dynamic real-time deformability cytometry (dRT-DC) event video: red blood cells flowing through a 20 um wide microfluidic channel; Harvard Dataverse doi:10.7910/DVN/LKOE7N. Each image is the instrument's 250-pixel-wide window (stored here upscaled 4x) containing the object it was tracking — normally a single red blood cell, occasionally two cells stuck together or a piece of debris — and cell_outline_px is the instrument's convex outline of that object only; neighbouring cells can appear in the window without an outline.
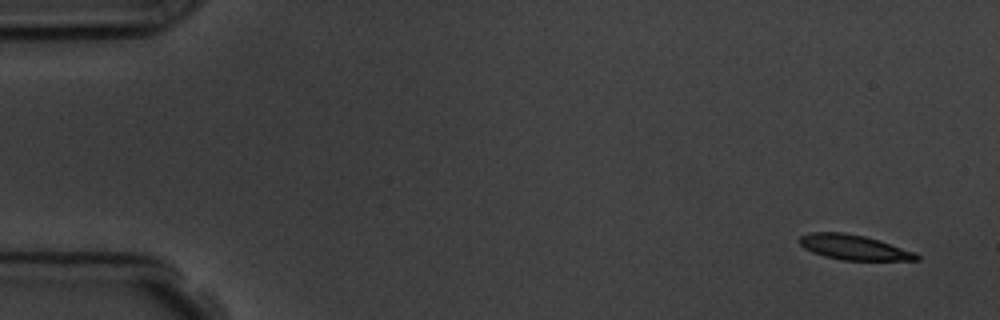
{"species": "common noctule bat (a hibernating species)", "species_latin": "Nyctalus noctula", "temperature_condition": "room temperature", "stored_images_in_passage": 5, "camera_frame_rate_fps": 3000, "um_per_image_px": 0.085, "animal": {"sex": "male", "body_mass_g": 19.5, "forearm_length_mm": 54.6}, "frame": {"image": 1, "passage_image": 1, "time_ms": 0.0, "image_size_px": [1000, 320], "cell_outline_px": [[920, 260], [840, 260], [824, 256], [812, 252], [804, 248], [796, 240], [800, 236], [812, 232], [844, 232], [864, 236], [880, 240], [916, 252], [920, 256]], "centroid_in_image_um": [72.57, 21.02], "position_along_channel_um": 12.4, "area_um2": 17.22}}
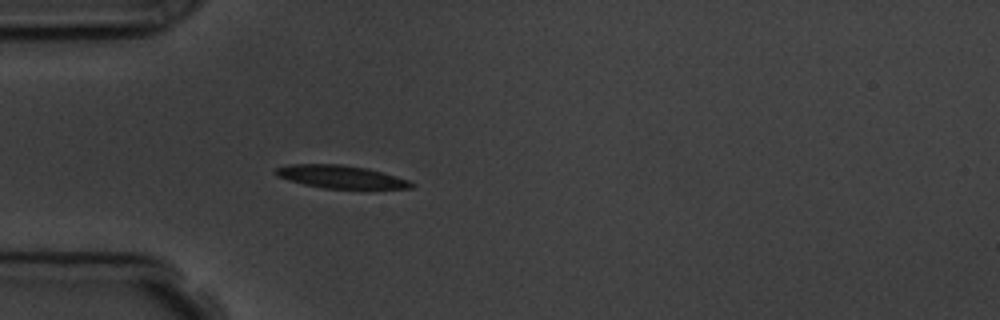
{"frame": {"image": 2, "passage_image": 5, "time_ms": 4.333, "image_size_px": [1000, 320], "cell_outline_px": [[416, 184], [412, 188], [324, 188], [304, 184], [288, 180], [276, 176], [272, 172], [276, 168], [288, 164], [340, 164], [364, 168], [396, 176], [408, 180]], "centroid_in_image_um": [28.9, 15.02], "position_along_channel_um": 56.1, "area_um2": 17.86}}